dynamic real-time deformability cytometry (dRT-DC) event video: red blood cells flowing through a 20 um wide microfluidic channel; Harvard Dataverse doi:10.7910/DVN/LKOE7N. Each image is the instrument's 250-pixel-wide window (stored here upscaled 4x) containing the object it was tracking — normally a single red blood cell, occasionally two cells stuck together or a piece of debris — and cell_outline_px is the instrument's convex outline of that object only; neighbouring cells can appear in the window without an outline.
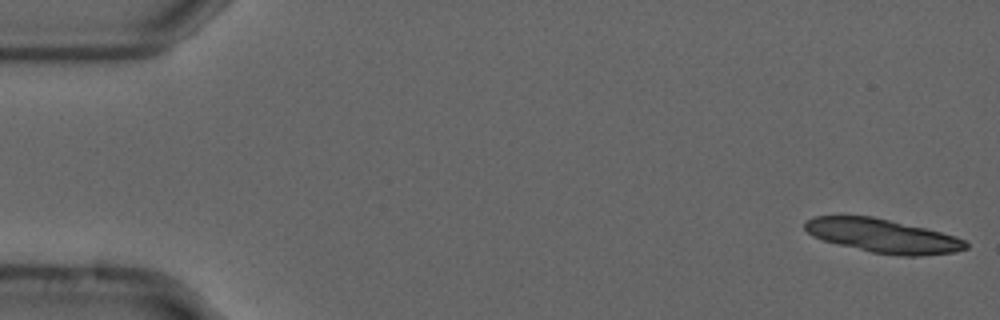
{"species": "common noctule bat (a hibernating species)", "species_latin": "Nyctalus noctula", "temperature_condition": "cold", "stored_images_in_passage": 54, "camera_frame_rate_fps": 3000, "um_per_image_px": 0.085, "animal": {"sex": "male", "forearm_length_mm": 52.5}, "frame": {"image": 1, "passage_image": 1, "time_ms": 0.0, "image_size_px": [1000, 320], "cell_outline_px": [[968, 248], [956, 252], [920, 256], [900, 256], [872, 252], [824, 240], [812, 236], [804, 228], [804, 224], [808, 220], [816, 216], [872, 216], [924, 228], [940, 232], [964, 240], [968, 244]], "centroid_in_image_um": [75.05, 20.05], "position_along_channel_um": 10.0, "area_um2": 31.15}}
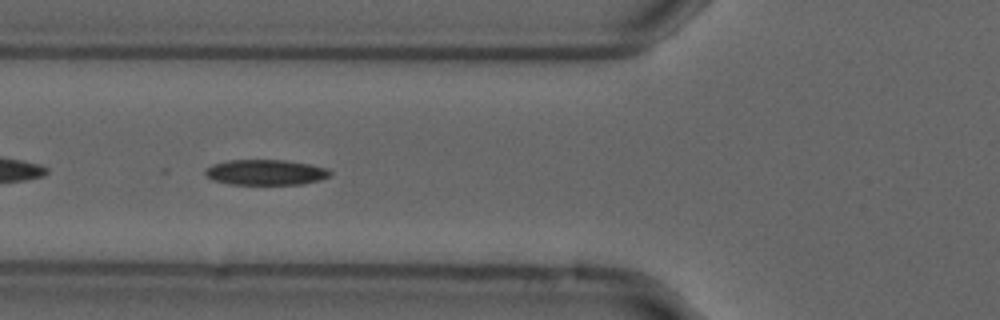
{"frame": {"image": 2, "passage_image": 20, "time_ms": 6.333, "image_size_px": [1000, 320], "cell_outline_px": [[332, 176], [320, 180], [304, 184], [228, 184], [212, 180], [204, 172], [212, 164], [228, 160], [284, 160], [308, 164], [328, 168], [332, 172]], "centroid_in_image_um": [22.62, 14.65], "position_along_channel_um": 103.2, "area_um2": 18.55}}
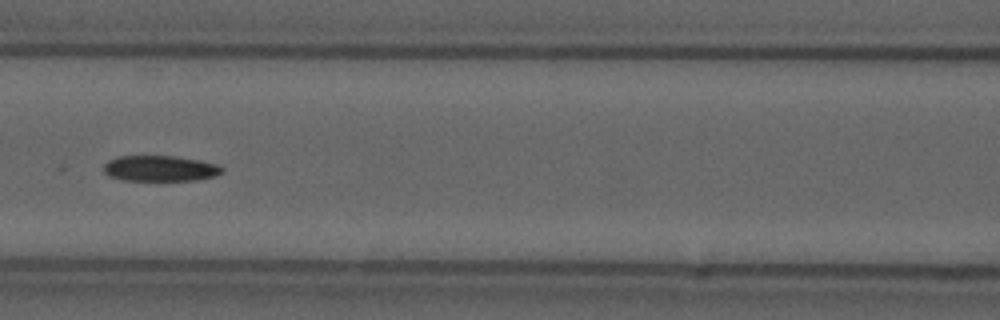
{"frame": {"image": 3, "passage_image": 24, "time_ms": 7.667, "image_size_px": [1000, 320], "cell_outline_px": [[224, 172], [216, 176], [196, 180], [124, 180], [108, 176], [104, 172], [104, 164], [108, 160], [116, 156], [176, 156], [200, 160], [216, 164], [224, 168]], "centroid_in_image_um": [13.62, 14.31], "position_along_channel_um": 153.0, "area_um2": 17.86}, "authors_computed_cell_mechanics": {"area_um2": 19.941, "velocity_mm_per_s": 3.723, "shape_relaxation_time_tau1_ms": null, "shape_relaxation_time_tau2_ms": 4.6396, "deformation_change_tau1": null, "deformation_change_tau2": 0.0983}}